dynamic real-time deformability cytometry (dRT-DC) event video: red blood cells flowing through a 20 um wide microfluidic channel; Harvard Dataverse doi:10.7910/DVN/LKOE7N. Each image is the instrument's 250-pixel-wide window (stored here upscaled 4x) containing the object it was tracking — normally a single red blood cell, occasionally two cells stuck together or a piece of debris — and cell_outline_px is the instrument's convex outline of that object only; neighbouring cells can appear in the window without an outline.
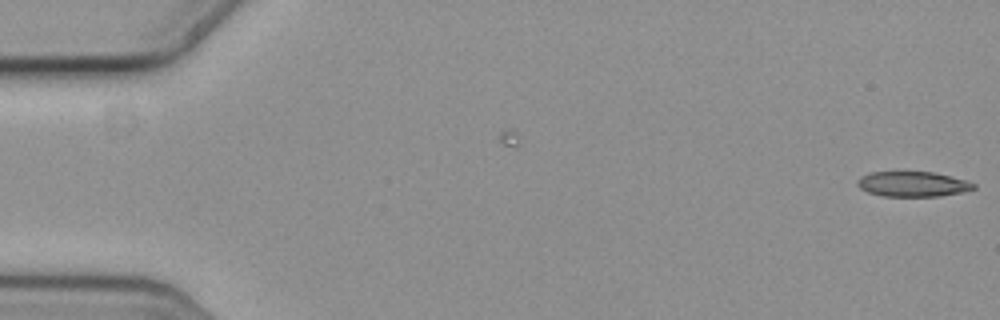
{"species": "common noctule bat (a hibernating species)", "species_latin": "Nyctalus noctula", "temperature_condition": "cold", "stored_images_in_passage": 7, "camera_frame_rate_fps": 3000, "um_per_image_px": 0.085, "animal": {"sex": "female", "body_mass_g": 19.3, "forearm_length_mm": 54.1}, "frame": {"image": 1, "passage_image": 7, "time_ms": 2.0, "image_size_px": [1000, 320], "cell_outline_px": [[976, 188], [960, 192], [940, 196], [880, 196], [868, 192], [860, 188], [856, 184], [864, 176], [872, 172], [932, 172], [964, 180], [976, 184]], "centroid_in_image_um": [77.58, 15.66], "position_along_channel_um": 7.4, "area_um2": 16.65}}